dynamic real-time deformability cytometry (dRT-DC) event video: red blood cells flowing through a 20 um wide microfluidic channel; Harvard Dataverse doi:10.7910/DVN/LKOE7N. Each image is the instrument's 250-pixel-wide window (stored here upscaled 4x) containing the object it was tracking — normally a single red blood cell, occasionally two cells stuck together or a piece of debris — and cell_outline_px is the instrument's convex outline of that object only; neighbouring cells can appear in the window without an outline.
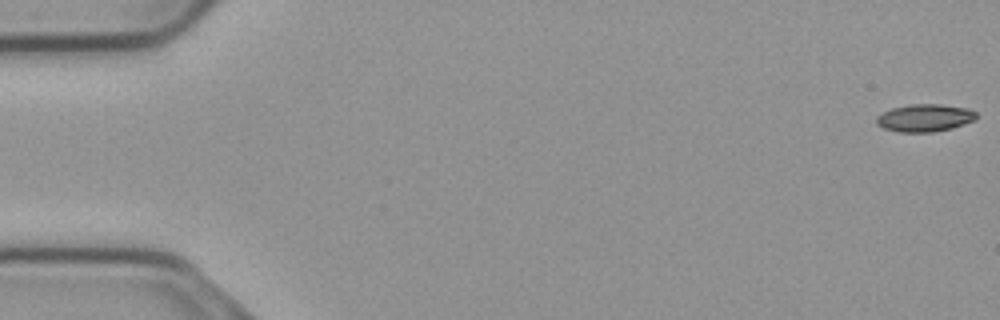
{"species": "common noctule bat (a hibernating species)", "species_latin": "Nyctalus noctula", "temperature_condition": "cold", "stored_images_in_passage": 53, "camera_frame_rate_fps": 3000, "um_per_image_px": 0.085, "animal": {"sex": "male", "body_mass_g": 23.1, "forearm_length_mm": 52.7}, "frame": {"image": 1, "passage_image": 1, "time_ms": 0.0, "image_size_px": [1000, 320], "cell_outline_px": [[976, 120], [952, 128], [932, 132], [900, 132], [884, 128], [876, 124], [876, 116], [892, 108], [912, 104], [940, 104], [968, 108], [976, 112]], "centroid_in_image_um": [78.62, 10.02], "position_along_channel_um": 6.4, "area_um2": 16.01}}
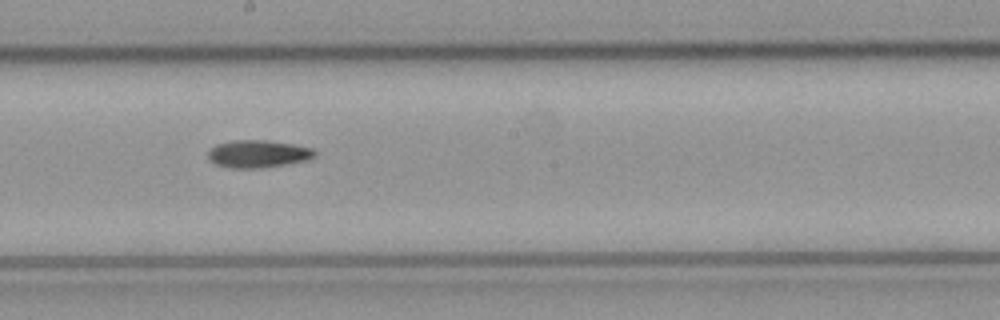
{"frame": {"image": 2, "passage_image": 31, "time_ms": 10.0, "image_size_px": [1000, 320], "cell_outline_px": [[316, 156], [308, 160], [260, 168], [232, 168], [216, 164], [208, 156], [208, 152], [216, 144], [232, 140], [264, 140], [292, 144], [312, 148], [316, 152]], "centroid_in_image_um": [21.95, 13.07], "position_along_channel_um": 226.3, "area_um2": 16.94}}
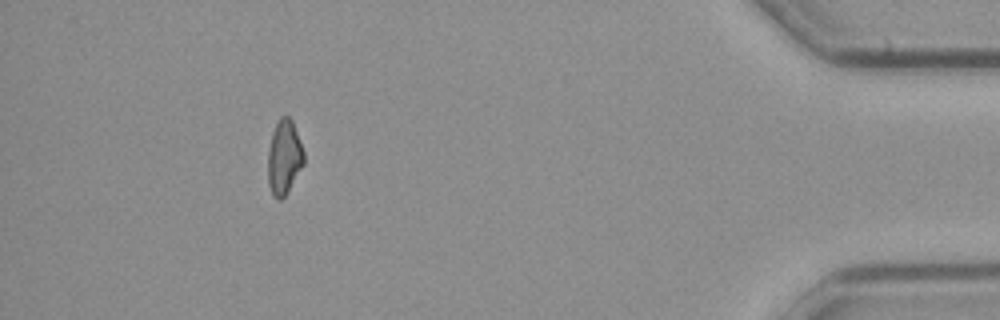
{"frame": {"image": 3, "passage_image": 51, "time_ms": 16.667, "image_size_px": [1000, 320], "cell_outline_px": [[304, 164], [284, 196], [280, 200], [276, 200], [268, 184], [268, 148], [272, 132], [280, 116], [288, 116], [292, 120], [304, 152]], "centroid_in_image_um": [24.14, 13.35], "position_along_channel_um": 411.1, "area_um2": 15.49}}